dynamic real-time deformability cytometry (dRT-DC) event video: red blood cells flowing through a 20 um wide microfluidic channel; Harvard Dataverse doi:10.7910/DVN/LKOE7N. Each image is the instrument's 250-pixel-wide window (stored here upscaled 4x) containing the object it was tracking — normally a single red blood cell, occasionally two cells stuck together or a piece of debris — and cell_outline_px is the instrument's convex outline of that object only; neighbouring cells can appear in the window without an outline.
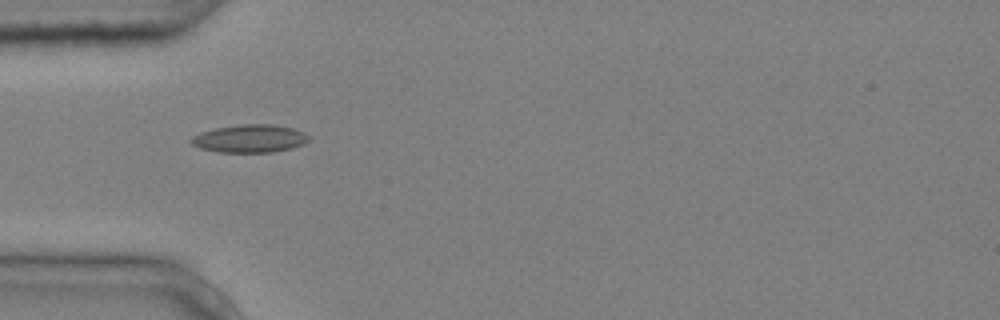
{"species": "common noctule bat (a hibernating species)", "species_latin": "Nyctalus noctula", "temperature_condition": "cold", "stored_images_in_passage": 5, "camera_frame_rate_fps": 3000, "um_per_image_px": 0.085, "animal": {"sex": "male", "body_mass_g": 20.4}, "frame": {"image": 1, "passage_image": 4, "time_ms": 1.0, "image_size_px": [1000, 320], "cell_outline_px": [[312, 140], [304, 144], [292, 148], [272, 152], [216, 152], [200, 148], [192, 144], [188, 140], [192, 136], [200, 132], [216, 128], [244, 124], [272, 124], [296, 128], [312, 136]], "centroid_in_image_um": [21.29, 11.77], "position_along_channel_um": 63.7, "area_um2": 19.48}}
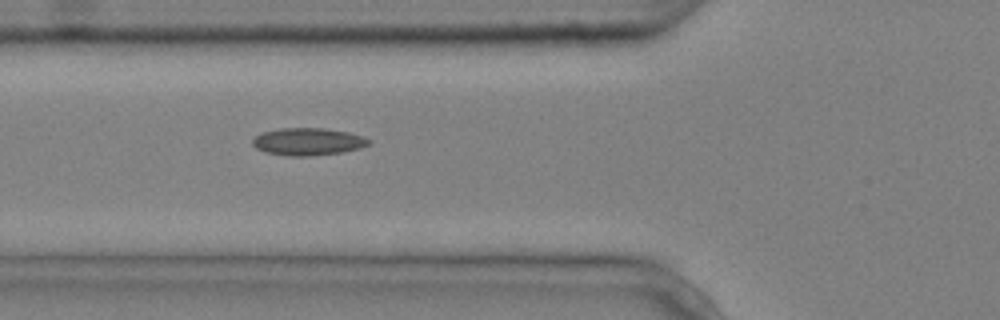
{"frame": {"image": 2, "passage_image": 5, "time_ms": 1.333, "image_size_px": [1000, 320], "cell_outline_px": [[372, 144], [360, 148], [340, 152], [308, 156], [288, 156], [264, 152], [256, 148], [252, 144], [252, 140], [256, 136], [264, 132], [280, 128], [324, 128], [348, 132], [364, 136], [372, 140]], "centroid_in_image_um": [26.21, 12.04], "position_along_channel_um": 99.6, "area_um2": 18.61}}